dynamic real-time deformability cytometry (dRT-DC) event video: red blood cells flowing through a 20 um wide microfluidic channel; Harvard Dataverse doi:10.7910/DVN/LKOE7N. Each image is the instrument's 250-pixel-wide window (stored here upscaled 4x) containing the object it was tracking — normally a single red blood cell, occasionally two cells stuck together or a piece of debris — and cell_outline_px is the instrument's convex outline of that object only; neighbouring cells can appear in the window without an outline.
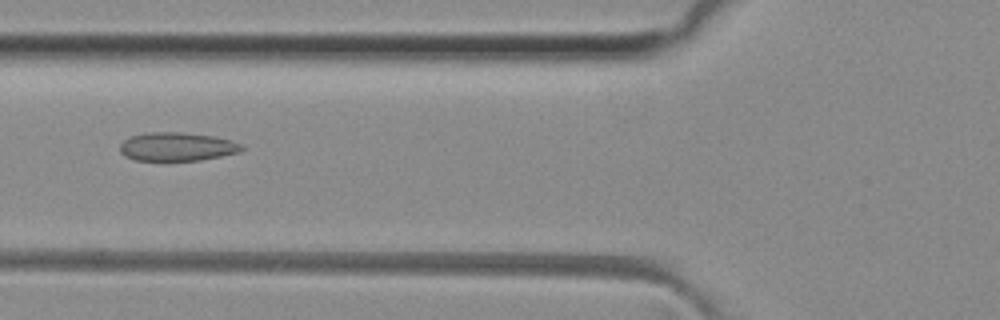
{"species": "common noctule bat (a hibernating species)", "species_latin": "Nyctalus noctula", "temperature_condition": "room temperature", "stored_images_in_passage": 37, "camera_frame_rate_fps": 3000, "um_per_image_px": 0.085, "animal": {"sex": "female", "body_mass_g": 29.2, "forearm_length_mm": 56.3}, "frame": {"image": 1, "passage_image": 5, "time_ms": 1.333, "image_size_px": [1000, 320], "cell_outline_px": [[244, 148], [240, 152], [200, 160], [136, 160], [124, 156], [120, 152], [120, 144], [124, 140], [132, 136], [148, 132], [180, 132], [216, 136], [232, 140], [244, 144]], "centroid_in_image_um": [15.08, 12.46], "position_along_channel_um": 110.7, "area_um2": 20.35}}
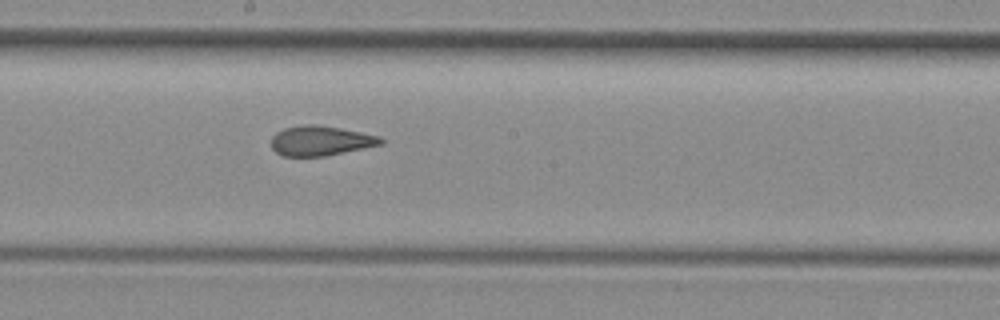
{"frame": {"image": 2, "passage_image": 13, "time_ms": 4.0, "image_size_px": [1000, 320], "cell_outline_px": [[384, 144], [324, 156], [284, 156], [276, 152], [272, 148], [272, 136], [276, 132], [284, 128], [304, 124], [316, 124], [340, 128], [380, 136], [384, 140]], "centroid_in_image_um": [27.25, 11.96], "position_along_channel_um": 220.9, "area_um2": 19.02}}
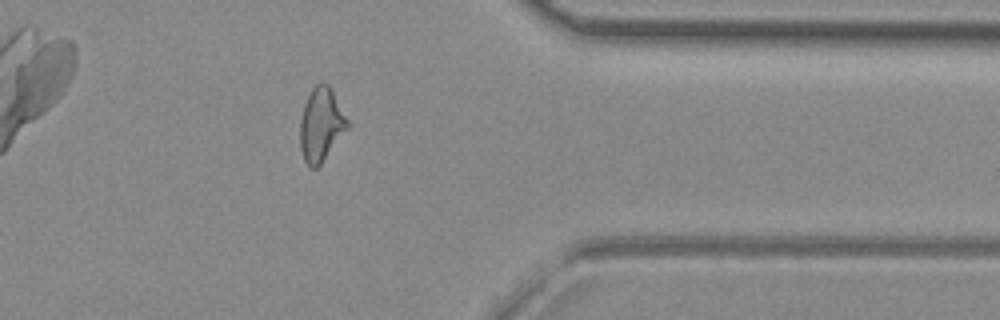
{"frame": {"image": 3, "passage_image": 26, "time_ms": 8.333, "image_size_px": [1000, 320], "cell_outline_px": [[348, 128], [320, 164], [316, 168], [308, 168], [304, 160], [300, 148], [300, 120], [304, 104], [312, 88], [316, 84], [328, 84], [348, 120]], "centroid_in_image_um": [27.26, 10.62], "position_along_channel_um": 384.1, "area_um2": 19.94}}